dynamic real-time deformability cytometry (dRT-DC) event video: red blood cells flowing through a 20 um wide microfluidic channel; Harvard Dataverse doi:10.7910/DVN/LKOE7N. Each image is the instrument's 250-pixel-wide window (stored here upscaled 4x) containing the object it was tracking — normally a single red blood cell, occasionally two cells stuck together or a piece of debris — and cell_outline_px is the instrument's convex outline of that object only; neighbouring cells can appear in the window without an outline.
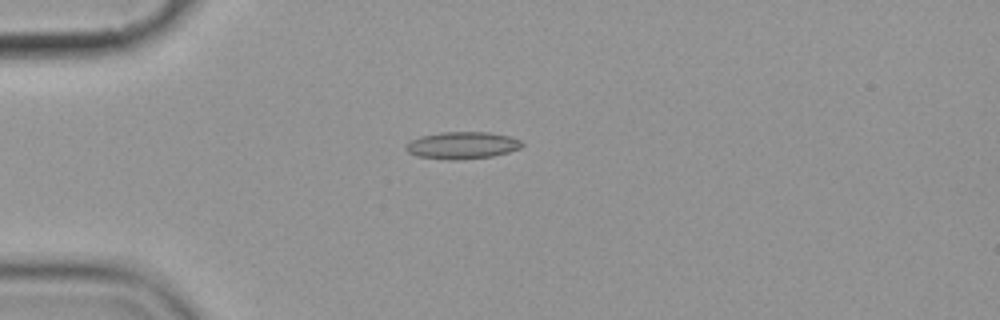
{"species": "common noctule bat (a hibernating species)", "species_latin": "Nyctalus noctula", "temperature_condition": "cold", "stored_images_in_passage": 5, "camera_frame_rate_fps": 3000, "um_per_image_px": 0.085, "animal": {"sex": "female", "body_mass_g": 19.9}, "frame": {"image": 1, "passage_image": 5, "time_ms": 4.667, "image_size_px": [1000, 320], "cell_outline_px": [[524, 144], [520, 148], [508, 152], [492, 156], [456, 160], [448, 160], [416, 156], [408, 152], [404, 148], [412, 140], [420, 136], [440, 132], [488, 132], [512, 136], [520, 140]], "centroid_in_image_um": [39.3, 12.35], "position_along_channel_um": 45.7, "area_um2": 18.38}}